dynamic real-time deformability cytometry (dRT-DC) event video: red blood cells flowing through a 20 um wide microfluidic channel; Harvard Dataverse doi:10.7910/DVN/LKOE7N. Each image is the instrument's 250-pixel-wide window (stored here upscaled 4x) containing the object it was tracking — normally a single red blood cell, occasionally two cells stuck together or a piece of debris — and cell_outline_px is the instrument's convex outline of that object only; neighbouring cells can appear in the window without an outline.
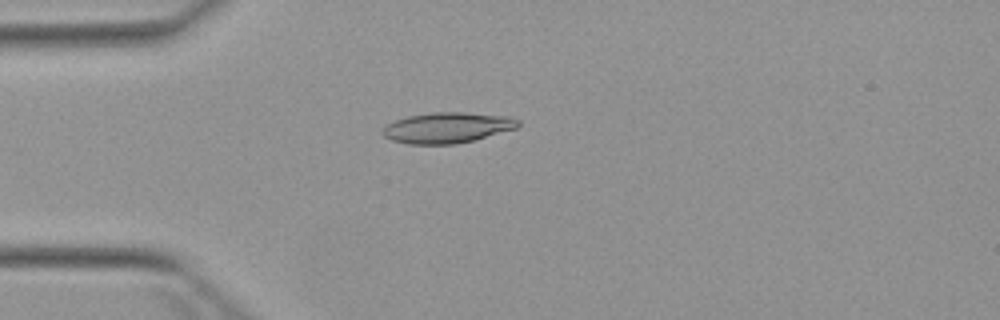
{"species": "Egyptian fruit bat (a non-hibernating species)", "species_latin": "Rousettus aegyptiacus", "temperature_condition": "warm", "stored_images_in_passage": 6, "camera_frame_rate_fps": 3000, "um_per_image_px": 0.085, "animal": {"sex": "female"}, "frame": {"image": 1, "passage_image": 6, "time_ms": 6.0, "image_size_px": [1000, 320], "cell_outline_px": [[520, 124], [516, 128], [472, 140], [456, 144], [408, 144], [392, 140], [384, 136], [380, 132], [380, 128], [396, 120], [408, 116], [432, 112], [464, 112], [508, 116], [520, 120]], "centroid_in_image_um": [37.98, 10.85], "position_along_channel_um": 47.0, "area_um2": 24.16}}